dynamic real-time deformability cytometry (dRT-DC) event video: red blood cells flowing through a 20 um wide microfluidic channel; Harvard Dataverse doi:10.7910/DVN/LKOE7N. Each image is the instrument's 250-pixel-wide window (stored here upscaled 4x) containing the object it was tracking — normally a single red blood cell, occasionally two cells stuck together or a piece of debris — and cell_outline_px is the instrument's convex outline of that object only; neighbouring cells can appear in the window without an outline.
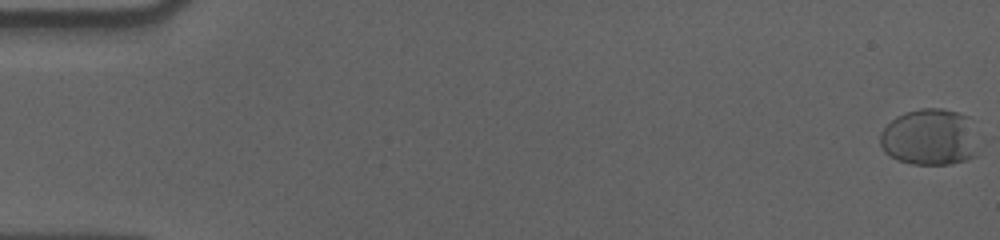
{"species": "human", "species_latin": "Homo sapiens", "temperature_condition": "cold", "stored_images_in_passage": 57, "camera_frame_rate_fps": 3000, "um_per_image_px": 0.085, "donor": {"sex": "male"}, "frame": {"image": 1, "passage_image": 1, "time_ms": 0.0, "image_size_px": [1000, 240], "cell_outline_px": [[976, 156], [968, 160], [952, 164], [912, 164], [900, 160], [884, 152], [880, 144], [880, 132], [896, 116], [904, 112], [920, 108], [944, 108], [968, 116], [976, 148]], "centroid_in_image_um": [78.99, 11.66], "position_along_channel_um": 6.0, "area_um2": 32.19}}
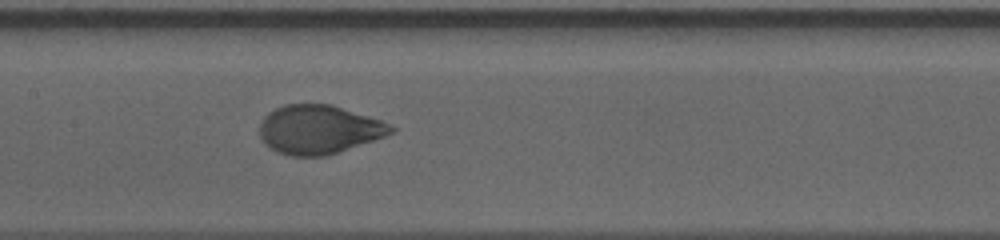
{"frame": {"image": 2, "passage_image": 30, "time_ms": 9.667, "image_size_px": [1000, 240], "cell_outline_px": [[396, 132], [328, 156], [292, 156], [276, 152], [268, 148], [264, 144], [260, 136], [260, 124], [264, 116], [268, 112], [284, 104], [332, 104], [380, 120], [396, 128]], "centroid_in_image_um": [27.08, 11.02], "position_along_channel_um": 180.3, "area_um2": 37.57}}
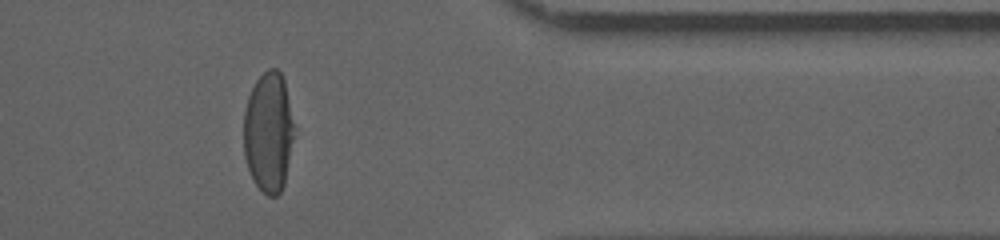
{"frame": {"image": 3, "passage_image": 49, "time_ms": 16.0, "image_size_px": [1000, 240], "cell_outline_px": [[292, 140], [284, 184], [280, 192], [276, 196], [268, 196], [252, 180], [244, 156], [244, 112], [248, 96], [256, 80], [268, 68], [276, 68], [280, 72], [284, 80], [292, 124]], "centroid_in_image_um": [22.78, 11.24], "position_along_channel_um": 388.6, "area_um2": 34.62}}